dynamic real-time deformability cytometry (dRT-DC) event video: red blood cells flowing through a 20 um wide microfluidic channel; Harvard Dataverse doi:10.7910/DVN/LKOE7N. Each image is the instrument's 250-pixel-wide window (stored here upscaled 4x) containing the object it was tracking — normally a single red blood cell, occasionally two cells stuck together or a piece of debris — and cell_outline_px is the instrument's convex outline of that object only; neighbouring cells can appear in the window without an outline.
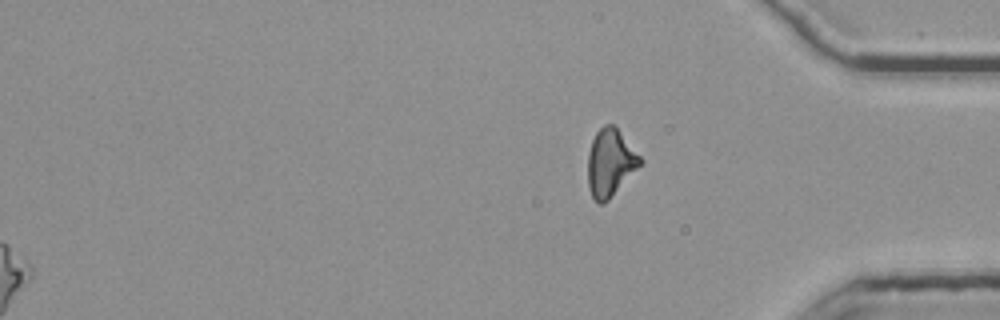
{"species": "common noctule bat (a hibernating species)", "species_latin": "Nyctalus noctula", "temperature_condition": "room temperature", "stored_images_in_passage": 54, "segment_of_instrument_passage": [2, 2], "camera_frame_rate_fps": 3000, "um_per_image_px": 0.085, "animal": {"sex": "female", "body_mass_g": 25.1}, "frame": {"image": 1, "passage_image": 54, "time_ms": 17.667, "image_size_px": [1000, 320], "cell_outline_px": [[644, 164], [604, 204], [596, 204], [592, 196], [588, 184], [588, 152], [592, 140], [596, 132], [604, 124], [612, 124], [616, 128], [644, 160]], "centroid_in_image_um": [51.89, 13.87], "position_along_channel_um": 383.3, "area_um2": 20.75}}